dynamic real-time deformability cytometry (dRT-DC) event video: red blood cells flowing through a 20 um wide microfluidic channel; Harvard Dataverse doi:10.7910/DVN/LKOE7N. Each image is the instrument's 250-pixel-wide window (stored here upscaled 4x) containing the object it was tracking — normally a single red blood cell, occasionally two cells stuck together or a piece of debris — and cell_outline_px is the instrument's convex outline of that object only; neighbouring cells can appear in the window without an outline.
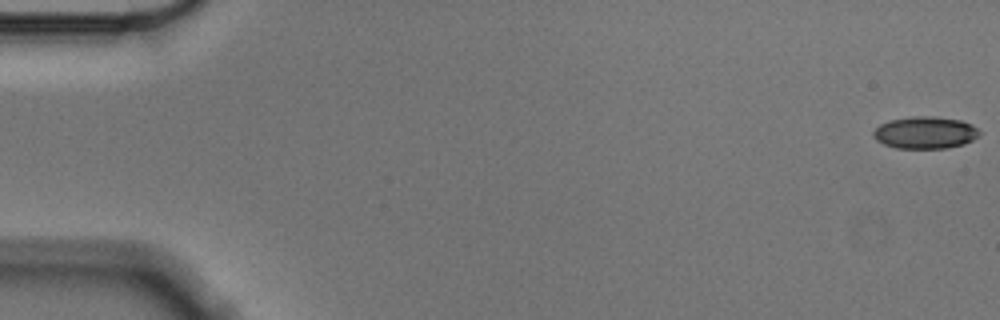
{"species": "Egyptian fruit bat (a non-hibernating species)", "species_latin": "Rousettus aegyptiacus", "temperature_condition": "cold", "stored_images_in_passage": 57, "camera_frame_rate_fps": 3000, "um_per_image_px": 0.085, "animal": {"sex": "male"}, "frame": {"image": 1, "passage_image": 1, "time_ms": 0.0, "image_size_px": [1000, 320], "cell_outline_px": [[980, 136], [964, 144], [948, 148], [896, 148], [884, 144], [876, 140], [872, 136], [872, 132], [880, 124], [888, 120], [912, 116], [932, 116], [960, 120], [972, 124], [980, 132]], "centroid_in_image_um": [78.63, 11.27], "position_along_channel_um": 6.4, "area_um2": 20.0}}
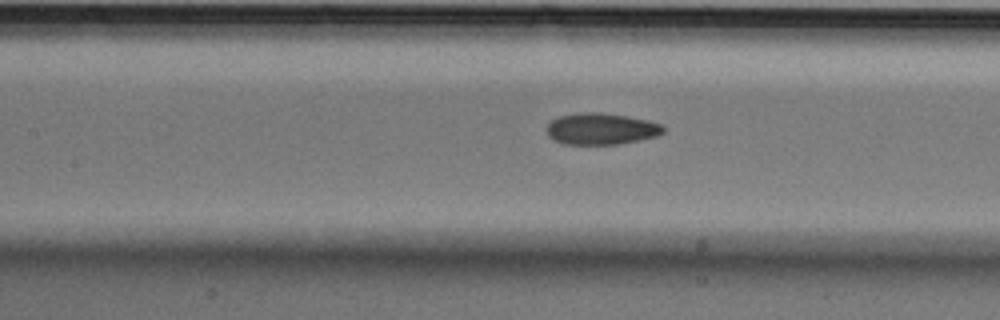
{"frame": {"image": 2, "passage_image": 26, "time_ms": 8.333, "image_size_px": [1000, 320], "cell_outline_px": [[664, 132], [656, 136], [640, 140], [616, 144], [564, 144], [552, 140], [548, 136], [548, 124], [552, 120], [560, 116], [588, 112], [600, 112], [648, 120], [660, 124], [664, 128]], "centroid_in_image_um": [51.09, 10.96], "position_along_channel_um": 156.3, "area_um2": 21.15}}
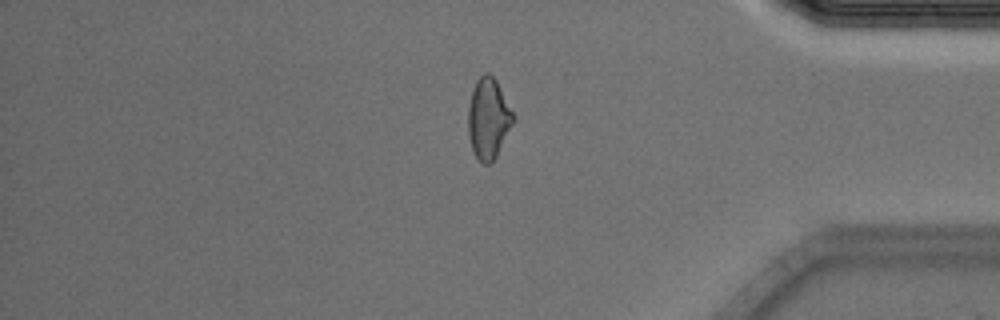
{"frame": {"image": 3, "passage_image": 48, "time_ms": 15.667, "image_size_px": [1000, 320], "cell_outline_px": [[516, 120], [492, 164], [484, 164], [476, 156], [472, 148], [468, 136], [468, 104], [472, 88], [476, 80], [484, 72], [488, 72], [496, 80], [516, 116]], "centroid_in_image_um": [41.53, 10.06], "position_along_channel_um": 393.7, "area_um2": 21.62}, "authors_computed_cell_mechanics": {"area_um2": 21.2126, "velocity_mm_per_s": 3.5606, "shape_relaxation_time_tau1_ms": 5.1395, "shape_relaxation_time_tau2_ms": 2.9925, "deformation_change_tau1": 0.1171, "deformation_change_tau2": 0.0833}}